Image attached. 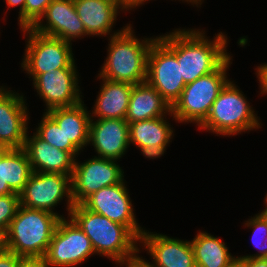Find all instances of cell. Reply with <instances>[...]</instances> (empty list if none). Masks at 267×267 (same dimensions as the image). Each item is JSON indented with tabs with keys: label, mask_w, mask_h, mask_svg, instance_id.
Returning <instances> with one entry per match:
<instances>
[{
	"label": "cell",
	"mask_w": 267,
	"mask_h": 267,
	"mask_svg": "<svg viewBox=\"0 0 267 267\" xmlns=\"http://www.w3.org/2000/svg\"><path fill=\"white\" fill-rule=\"evenodd\" d=\"M76 73V68H63L49 70L33 79L34 88L46 104V112L53 108L74 106L82 101Z\"/></svg>",
	"instance_id": "5bb4252c"
},
{
	"label": "cell",
	"mask_w": 267,
	"mask_h": 267,
	"mask_svg": "<svg viewBox=\"0 0 267 267\" xmlns=\"http://www.w3.org/2000/svg\"><path fill=\"white\" fill-rule=\"evenodd\" d=\"M8 251L6 231L0 230V256Z\"/></svg>",
	"instance_id": "8d00e7d4"
},
{
	"label": "cell",
	"mask_w": 267,
	"mask_h": 267,
	"mask_svg": "<svg viewBox=\"0 0 267 267\" xmlns=\"http://www.w3.org/2000/svg\"><path fill=\"white\" fill-rule=\"evenodd\" d=\"M24 99L0 86V149L24 148L29 120Z\"/></svg>",
	"instance_id": "4fadbf2b"
},
{
	"label": "cell",
	"mask_w": 267,
	"mask_h": 267,
	"mask_svg": "<svg viewBox=\"0 0 267 267\" xmlns=\"http://www.w3.org/2000/svg\"><path fill=\"white\" fill-rule=\"evenodd\" d=\"M43 20H46V24ZM31 29L69 43L75 38L80 39L87 35L85 27L77 15L73 0L52 1Z\"/></svg>",
	"instance_id": "9a60e30c"
},
{
	"label": "cell",
	"mask_w": 267,
	"mask_h": 267,
	"mask_svg": "<svg viewBox=\"0 0 267 267\" xmlns=\"http://www.w3.org/2000/svg\"><path fill=\"white\" fill-rule=\"evenodd\" d=\"M19 258L15 253L7 251L0 256V267H17Z\"/></svg>",
	"instance_id": "836d02e7"
},
{
	"label": "cell",
	"mask_w": 267,
	"mask_h": 267,
	"mask_svg": "<svg viewBox=\"0 0 267 267\" xmlns=\"http://www.w3.org/2000/svg\"><path fill=\"white\" fill-rule=\"evenodd\" d=\"M87 35L104 36L112 31L119 9L128 10L119 0H73Z\"/></svg>",
	"instance_id": "d6986e66"
},
{
	"label": "cell",
	"mask_w": 267,
	"mask_h": 267,
	"mask_svg": "<svg viewBox=\"0 0 267 267\" xmlns=\"http://www.w3.org/2000/svg\"><path fill=\"white\" fill-rule=\"evenodd\" d=\"M60 220L55 213L20 205L6 231L8 251L19 257H44Z\"/></svg>",
	"instance_id": "277c9868"
},
{
	"label": "cell",
	"mask_w": 267,
	"mask_h": 267,
	"mask_svg": "<svg viewBox=\"0 0 267 267\" xmlns=\"http://www.w3.org/2000/svg\"><path fill=\"white\" fill-rule=\"evenodd\" d=\"M231 58L229 56L215 71L186 84L180 98L171 107V116L178 123L194 122L200 126L206 120L213 102L230 81L226 71L232 64Z\"/></svg>",
	"instance_id": "8992f818"
},
{
	"label": "cell",
	"mask_w": 267,
	"mask_h": 267,
	"mask_svg": "<svg viewBox=\"0 0 267 267\" xmlns=\"http://www.w3.org/2000/svg\"><path fill=\"white\" fill-rule=\"evenodd\" d=\"M21 31L28 35L21 66L32 79L49 70L76 68L71 43L37 33L31 28Z\"/></svg>",
	"instance_id": "52a82bcc"
},
{
	"label": "cell",
	"mask_w": 267,
	"mask_h": 267,
	"mask_svg": "<svg viewBox=\"0 0 267 267\" xmlns=\"http://www.w3.org/2000/svg\"><path fill=\"white\" fill-rule=\"evenodd\" d=\"M140 250L136 251L133 255L116 260V264L120 263V267L126 265V267H154L152 263L146 261L137 254Z\"/></svg>",
	"instance_id": "f546056e"
},
{
	"label": "cell",
	"mask_w": 267,
	"mask_h": 267,
	"mask_svg": "<svg viewBox=\"0 0 267 267\" xmlns=\"http://www.w3.org/2000/svg\"><path fill=\"white\" fill-rule=\"evenodd\" d=\"M83 101L69 107H58L47 111L63 130L66 139L79 150L89 143L91 117Z\"/></svg>",
	"instance_id": "603a6c76"
},
{
	"label": "cell",
	"mask_w": 267,
	"mask_h": 267,
	"mask_svg": "<svg viewBox=\"0 0 267 267\" xmlns=\"http://www.w3.org/2000/svg\"><path fill=\"white\" fill-rule=\"evenodd\" d=\"M256 75L259 80L261 94H267V63L257 66Z\"/></svg>",
	"instance_id": "d6a6232c"
},
{
	"label": "cell",
	"mask_w": 267,
	"mask_h": 267,
	"mask_svg": "<svg viewBox=\"0 0 267 267\" xmlns=\"http://www.w3.org/2000/svg\"><path fill=\"white\" fill-rule=\"evenodd\" d=\"M35 134L50 145L68 151L75 159L76 155H79L80 150L70 140L66 139L63 130L47 112H44Z\"/></svg>",
	"instance_id": "484cf974"
},
{
	"label": "cell",
	"mask_w": 267,
	"mask_h": 267,
	"mask_svg": "<svg viewBox=\"0 0 267 267\" xmlns=\"http://www.w3.org/2000/svg\"><path fill=\"white\" fill-rule=\"evenodd\" d=\"M95 254L90 239L70 217L58 222L45 253L47 267H74Z\"/></svg>",
	"instance_id": "9c48e42d"
},
{
	"label": "cell",
	"mask_w": 267,
	"mask_h": 267,
	"mask_svg": "<svg viewBox=\"0 0 267 267\" xmlns=\"http://www.w3.org/2000/svg\"><path fill=\"white\" fill-rule=\"evenodd\" d=\"M167 145H148L145 147H140L139 149L141 150V153H143V155L146 158L149 159H153V158H158L161 157L164 153H165V149H166Z\"/></svg>",
	"instance_id": "4dcf8cb0"
},
{
	"label": "cell",
	"mask_w": 267,
	"mask_h": 267,
	"mask_svg": "<svg viewBox=\"0 0 267 267\" xmlns=\"http://www.w3.org/2000/svg\"><path fill=\"white\" fill-rule=\"evenodd\" d=\"M139 242L153 258L154 267H196L190 241L144 230Z\"/></svg>",
	"instance_id": "2e32d148"
},
{
	"label": "cell",
	"mask_w": 267,
	"mask_h": 267,
	"mask_svg": "<svg viewBox=\"0 0 267 267\" xmlns=\"http://www.w3.org/2000/svg\"><path fill=\"white\" fill-rule=\"evenodd\" d=\"M168 113V114H167ZM171 115L170 105L146 81L133 85L125 120L128 123Z\"/></svg>",
	"instance_id": "44dd1931"
},
{
	"label": "cell",
	"mask_w": 267,
	"mask_h": 267,
	"mask_svg": "<svg viewBox=\"0 0 267 267\" xmlns=\"http://www.w3.org/2000/svg\"><path fill=\"white\" fill-rule=\"evenodd\" d=\"M24 149L28 154L33 172L60 173L72 176L75 158L39 138L35 133L26 135Z\"/></svg>",
	"instance_id": "ac0fdd59"
},
{
	"label": "cell",
	"mask_w": 267,
	"mask_h": 267,
	"mask_svg": "<svg viewBox=\"0 0 267 267\" xmlns=\"http://www.w3.org/2000/svg\"><path fill=\"white\" fill-rule=\"evenodd\" d=\"M132 29L131 24H128L122 30L110 34L108 55L99 71L100 77L132 85L146 81L148 54L157 36L140 40Z\"/></svg>",
	"instance_id": "7a4b0ae2"
},
{
	"label": "cell",
	"mask_w": 267,
	"mask_h": 267,
	"mask_svg": "<svg viewBox=\"0 0 267 267\" xmlns=\"http://www.w3.org/2000/svg\"><path fill=\"white\" fill-rule=\"evenodd\" d=\"M67 200L68 217L74 207L72 198L71 176L60 173L32 172L23 191L20 193V205L55 213L60 218L64 216L53 212L54 206Z\"/></svg>",
	"instance_id": "ba28073f"
},
{
	"label": "cell",
	"mask_w": 267,
	"mask_h": 267,
	"mask_svg": "<svg viewBox=\"0 0 267 267\" xmlns=\"http://www.w3.org/2000/svg\"><path fill=\"white\" fill-rule=\"evenodd\" d=\"M244 267H267V258L244 259Z\"/></svg>",
	"instance_id": "d590c367"
},
{
	"label": "cell",
	"mask_w": 267,
	"mask_h": 267,
	"mask_svg": "<svg viewBox=\"0 0 267 267\" xmlns=\"http://www.w3.org/2000/svg\"><path fill=\"white\" fill-rule=\"evenodd\" d=\"M265 204L267 205V194H266V197H265ZM266 219H267V206H265V209L262 210V212H260Z\"/></svg>",
	"instance_id": "60d3db41"
},
{
	"label": "cell",
	"mask_w": 267,
	"mask_h": 267,
	"mask_svg": "<svg viewBox=\"0 0 267 267\" xmlns=\"http://www.w3.org/2000/svg\"><path fill=\"white\" fill-rule=\"evenodd\" d=\"M124 171L116 160L95 156L86 162L75 160L71 176L72 198L74 205L81 204L91 194L103 187L121 183Z\"/></svg>",
	"instance_id": "8fae6325"
},
{
	"label": "cell",
	"mask_w": 267,
	"mask_h": 267,
	"mask_svg": "<svg viewBox=\"0 0 267 267\" xmlns=\"http://www.w3.org/2000/svg\"><path fill=\"white\" fill-rule=\"evenodd\" d=\"M7 6L10 7H14V6H18L20 5V9H19V25H20V29H25V0H5Z\"/></svg>",
	"instance_id": "e575fe53"
},
{
	"label": "cell",
	"mask_w": 267,
	"mask_h": 267,
	"mask_svg": "<svg viewBox=\"0 0 267 267\" xmlns=\"http://www.w3.org/2000/svg\"><path fill=\"white\" fill-rule=\"evenodd\" d=\"M176 29L157 37L177 58L185 84L215 71L230 55L222 32L211 41L200 29Z\"/></svg>",
	"instance_id": "6da1fadb"
},
{
	"label": "cell",
	"mask_w": 267,
	"mask_h": 267,
	"mask_svg": "<svg viewBox=\"0 0 267 267\" xmlns=\"http://www.w3.org/2000/svg\"><path fill=\"white\" fill-rule=\"evenodd\" d=\"M233 81H229L212 104L206 120L198 127L221 136L261 128L258 116Z\"/></svg>",
	"instance_id": "5b68a950"
},
{
	"label": "cell",
	"mask_w": 267,
	"mask_h": 267,
	"mask_svg": "<svg viewBox=\"0 0 267 267\" xmlns=\"http://www.w3.org/2000/svg\"><path fill=\"white\" fill-rule=\"evenodd\" d=\"M32 172L24 148L0 149V195L20 194Z\"/></svg>",
	"instance_id": "ffe728a7"
},
{
	"label": "cell",
	"mask_w": 267,
	"mask_h": 267,
	"mask_svg": "<svg viewBox=\"0 0 267 267\" xmlns=\"http://www.w3.org/2000/svg\"><path fill=\"white\" fill-rule=\"evenodd\" d=\"M17 267H47L44 257H20Z\"/></svg>",
	"instance_id": "1f68e13d"
},
{
	"label": "cell",
	"mask_w": 267,
	"mask_h": 267,
	"mask_svg": "<svg viewBox=\"0 0 267 267\" xmlns=\"http://www.w3.org/2000/svg\"><path fill=\"white\" fill-rule=\"evenodd\" d=\"M20 206V194L0 195V230L7 231Z\"/></svg>",
	"instance_id": "83f0119b"
},
{
	"label": "cell",
	"mask_w": 267,
	"mask_h": 267,
	"mask_svg": "<svg viewBox=\"0 0 267 267\" xmlns=\"http://www.w3.org/2000/svg\"><path fill=\"white\" fill-rule=\"evenodd\" d=\"M245 222H247L245 226L253 229L252 244L258 248L259 253L238 258H267V219L261 213H258Z\"/></svg>",
	"instance_id": "4316f807"
},
{
	"label": "cell",
	"mask_w": 267,
	"mask_h": 267,
	"mask_svg": "<svg viewBox=\"0 0 267 267\" xmlns=\"http://www.w3.org/2000/svg\"><path fill=\"white\" fill-rule=\"evenodd\" d=\"M146 82L172 107L186 84L176 56L157 38L150 47Z\"/></svg>",
	"instance_id": "30bf717a"
},
{
	"label": "cell",
	"mask_w": 267,
	"mask_h": 267,
	"mask_svg": "<svg viewBox=\"0 0 267 267\" xmlns=\"http://www.w3.org/2000/svg\"><path fill=\"white\" fill-rule=\"evenodd\" d=\"M226 267H244V259L237 257Z\"/></svg>",
	"instance_id": "f35d334b"
},
{
	"label": "cell",
	"mask_w": 267,
	"mask_h": 267,
	"mask_svg": "<svg viewBox=\"0 0 267 267\" xmlns=\"http://www.w3.org/2000/svg\"><path fill=\"white\" fill-rule=\"evenodd\" d=\"M165 117V118H164ZM166 116L129 123L130 144L138 148L148 145H169L173 128L166 122Z\"/></svg>",
	"instance_id": "d4e9b609"
},
{
	"label": "cell",
	"mask_w": 267,
	"mask_h": 267,
	"mask_svg": "<svg viewBox=\"0 0 267 267\" xmlns=\"http://www.w3.org/2000/svg\"><path fill=\"white\" fill-rule=\"evenodd\" d=\"M90 239L94 252L116 261L139 250V239L125 226L92 212L82 204L74 205L70 216ZM137 244V245H136Z\"/></svg>",
	"instance_id": "3957f363"
},
{
	"label": "cell",
	"mask_w": 267,
	"mask_h": 267,
	"mask_svg": "<svg viewBox=\"0 0 267 267\" xmlns=\"http://www.w3.org/2000/svg\"><path fill=\"white\" fill-rule=\"evenodd\" d=\"M54 0H25V28H31Z\"/></svg>",
	"instance_id": "f1b7e54d"
},
{
	"label": "cell",
	"mask_w": 267,
	"mask_h": 267,
	"mask_svg": "<svg viewBox=\"0 0 267 267\" xmlns=\"http://www.w3.org/2000/svg\"><path fill=\"white\" fill-rule=\"evenodd\" d=\"M150 1V0H121V2L127 7L128 11L129 9H134L139 5L144 4V2Z\"/></svg>",
	"instance_id": "74e56055"
},
{
	"label": "cell",
	"mask_w": 267,
	"mask_h": 267,
	"mask_svg": "<svg viewBox=\"0 0 267 267\" xmlns=\"http://www.w3.org/2000/svg\"><path fill=\"white\" fill-rule=\"evenodd\" d=\"M102 85L94 105L91 119H125L133 85L126 82H113L100 76ZM92 114V115H91Z\"/></svg>",
	"instance_id": "7402d4cb"
},
{
	"label": "cell",
	"mask_w": 267,
	"mask_h": 267,
	"mask_svg": "<svg viewBox=\"0 0 267 267\" xmlns=\"http://www.w3.org/2000/svg\"><path fill=\"white\" fill-rule=\"evenodd\" d=\"M90 142L98 157L117 161L125 155L130 144L129 123L116 118L91 119Z\"/></svg>",
	"instance_id": "e0dca14e"
},
{
	"label": "cell",
	"mask_w": 267,
	"mask_h": 267,
	"mask_svg": "<svg viewBox=\"0 0 267 267\" xmlns=\"http://www.w3.org/2000/svg\"><path fill=\"white\" fill-rule=\"evenodd\" d=\"M190 243L196 267H226L237 258L229 253L226 243L207 232H198Z\"/></svg>",
	"instance_id": "cb8c5ba5"
},
{
	"label": "cell",
	"mask_w": 267,
	"mask_h": 267,
	"mask_svg": "<svg viewBox=\"0 0 267 267\" xmlns=\"http://www.w3.org/2000/svg\"><path fill=\"white\" fill-rule=\"evenodd\" d=\"M184 1L191 3L193 6H194V4H196V6H198V4L201 5L203 2L202 0H184Z\"/></svg>",
	"instance_id": "ab89813d"
},
{
	"label": "cell",
	"mask_w": 267,
	"mask_h": 267,
	"mask_svg": "<svg viewBox=\"0 0 267 267\" xmlns=\"http://www.w3.org/2000/svg\"><path fill=\"white\" fill-rule=\"evenodd\" d=\"M131 201L123 180L121 183L101 188L81 204L92 212L125 225L139 239L144 230L136 221Z\"/></svg>",
	"instance_id": "7c38bea8"
}]
</instances>
